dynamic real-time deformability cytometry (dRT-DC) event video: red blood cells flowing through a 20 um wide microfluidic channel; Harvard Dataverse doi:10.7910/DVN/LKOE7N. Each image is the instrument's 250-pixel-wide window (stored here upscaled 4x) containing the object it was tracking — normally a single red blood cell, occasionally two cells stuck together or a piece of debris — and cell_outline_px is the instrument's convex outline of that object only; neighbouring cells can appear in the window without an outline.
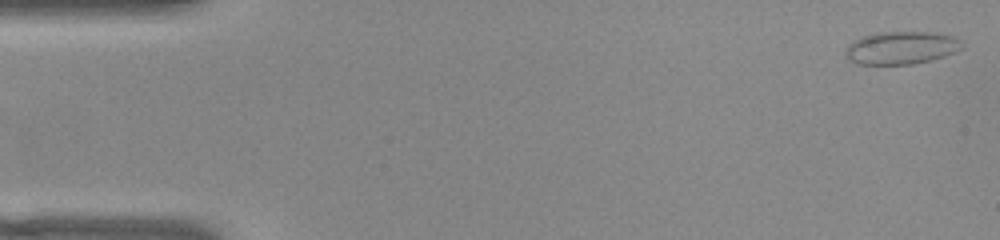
{"species": "common noctule bat (a hibernating species)", "species_latin": "Nyctalus noctula", "temperature_condition": "warm", "stored_images_in_passage": 52, "camera_frame_rate_fps": 3000, "um_per_image_px": 0.085, "animal": {"sex": "female", "body_mass_g": 22.0, "forearm_length_mm": 56.7}, "frame": {"image": 1, "passage_image": 1, "time_ms": 0.0, "image_size_px": [1000, 240], "cell_outline_px": [[964, 48], [956, 52], [932, 60], [912, 64], [856, 64], [848, 60], [844, 52], [848, 44], [852, 40], [864, 36], [880, 32], [928, 32], [952, 36], [960, 40]], "centroid_in_image_um": [76.58, 4.07], "position_along_channel_um": 8.4, "area_um2": 22.37}}
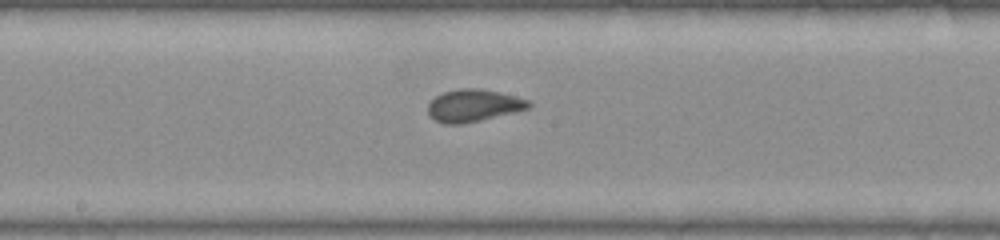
{"frame": {"image": 2, "passage_image": 27, "time_ms": 8.667, "image_size_px": [1000, 240], "cell_outline_px": [[532, 108], [516, 112], [464, 124], [444, 124], [436, 120], [428, 112], [428, 104], [436, 96], [444, 92], [460, 88], [480, 88], [500, 92], [516, 96], [528, 100], [532, 104]], "centroid_in_image_um": [40.3, 8.97], "position_along_channel_um": 207.9, "area_um2": 19.07}}
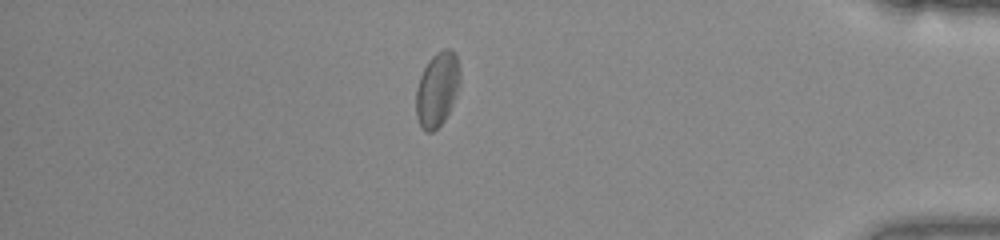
{"frame": {"image": 3, "passage_image": 45, "time_ms": 14.667, "image_size_px": [1000, 240], "cell_outline_px": [[460, 84], [452, 104], [444, 120], [432, 132], [424, 132], [420, 128], [416, 116], [416, 88], [420, 76], [428, 60], [436, 52], [444, 48], [448, 48], [456, 56], [460, 68]], "centroid_in_image_um": [37.15, 7.59], "position_along_channel_um": 398.1, "area_um2": 19.13}, "authors_computed_cell_mechanics": {"area_um2": 18.8717, "velocity_mm_per_s": 3.8218, "shape_relaxation_time_tau1_ms": 4.4843, "shape_relaxation_time_tau2_ms": null, "deformation_change_tau1": 0.1044, "deformation_change_tau2": null}}